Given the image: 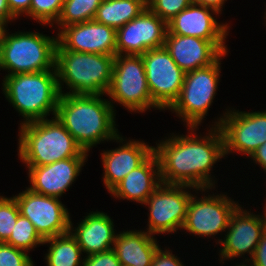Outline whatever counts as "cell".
Returning a JSON list of instances; mask_svg holds the SVG:
<instances>
[{"mask_svg":"<svg viewBox=\"0 0 266 266\" xmlns=\"http://www.w3.org/2000/svg\"><path fill=\"white\" fill-rule=\"evenodd\" d=\"M188 129L189 135H172L154 147L161 183L188 185L203 192L215 185L209 173L213 164L224 158V138L220 127L213 126L200 138L195 135L197 127Z\"/></svg>","mask_w":266,"mask_h":266,"instance_id":"cell-1","label":"cell"},{"mask_svg":"<svg viewBox=\"0 0 266 266\" xmlns=\"http://www.w3.org/2000/svg\"><path fill=\"white\" fill-rule=\"evenodd\" d=\"M103 95L62 93L56 117L85 152L101 141L114 140L119 134L114 106Z\"/></svg>","mask_w":266,"mask_h":266,"instance_id":"cell-2","label":"cell"},{"mask_svg":"<svg viewBox=\"0 0 266 266\" xmlns=\"http://www.w3.org/2000/svg\"><path fill=\"white\" fill-rule=\"evenodd\" d=\"M52 118L20 125L18 154L27 166H44L71 157L88 156L57 117Z\"/></svg>","mask_w":266,"mask_h":266,"instance_id":"cell-3","label":"cell"},{"mask_svg":"<svg viewBox=\"0 0 266 266\" xmlns=\"http://www.w3.org/2000/svg\"><path fill=\"white\" fill-rule=\"evenodd\" d=\"M5 98L24 119L20 124L56 115L61 93L56 67L53 70L4 76Z\"/></svg>","mask_w":266,"mask_h":266,"instance_id":"cell-4","label":"cell"},{"mask_svg":"<svg viewBox=\"0 0 266 266\" xmlns=\"http://www.w3.org/2000/svg\"><path fill=\"white\" fill-rule=\"evenodd\" d=\"M115 56L70 50H56L55 67L58 85L70 89L69 94H107L113 74Z\"/></svg>","mask_w":266,"mask_h":266,"instance_id":"cell-5","label":"cell"},{"mask_svg":"<svg viewBox=\"0 0 266 266\" xmlns=\"http://www.w3.org/2000/svg\"><path fill=\"white\" fill-rule=\"evenodd\" d=\"M57 37L37 32L6 33L0 42V69L9 75L53 70Z\"/></svg>","mask_w":266,"mask_h":266,"instance_id":"cell-6","label":"cell"},{"mask_svg":"<svg viewBox=\"0 0 266 266\" xmlns=\"http://www.w3.org/2000/svg\"><path fill=\"white\" fill-rule=\"evenodd\" d=\"M210 66L195 69L185 74L184 83L178 98L168 108L181 117L187 127H198L205 118L219 82L221 58Z\"/></svg>","mask_w":266,"mask_h":266,"instance_id":"cell-7","label":"cell"},{"mask_svg":"<svg viewBox=\"0 0 266 266\" xmlns=\"http://www.w3.org/2000/svg\"><path fill=\"white\" fill-rule=\"evenodd\" d=\"M107 95L131 112L143 113L151 107L161 109L152 100L141 55H115Z\"/></svg>","mask_w":266,"mask_h":266,"instance_id":"cell-8","label":"cell"},{"mask_svg":"<svg viewBox=\"0 0 266 266\" xmlns=\"http://www.w3.org/2000/svg\"><path fill=\"white\" fill-rule=\"evenodd\" d=\"M198 189L188 185L161 183L144 203L150 211L148 218L149 234L175 233L182 229L189 200L190 191L184 189Z\"/></svg>","mask_w":266,"mask_h":266,"instance_id":"cell-9","label":"cell"},{"mask_svg":"<svg viewBox=\"0 0 266 266\" xmlns=\"http://www.w3.org/2000/svg\"><path fill=\"white\" fill-rule=\"evenodd\" d=\"M214 127L221 129L224 156L238 151L239 154L243 153L250 157L266 142V111L240 112L230 109L215 122Z\"/></svg>","mask_w":266,"mask_h":266,"instance_id":"cell-10","label":"cell"},{"mask_svg":"<svg viewBox=\"0 0 266 266\" xmlns=\"http://www.w3.org/2000/svg\"><path fill=\"white\" fill-rule=\"evenodd\" d=\"M141 56L152 100L161 110H167L178 98L186 73L165 47L149 49Z\"/></svg>","mask_w":266,"mask_h":266,"instance_id":"cell-11","label":"cell"},{"mask_svg":"<svg viewBox=\"0 0 266 266\" xmlns=\"http://www.w3.org/2000/svg\"><path fill=\"white\" fill-rule=\"evenodd\" d=\"M13 197L20 214L33 223L44 240L69 232L70 215L59 198L45 196L29 188Z\"/></svg>","mask_w":266,"mask_h":266,"instance_id":"cell-12","label":"cell"},{"mask_svg":"<svg viewBox=\"0 0 266 266\" xmlns=\"http://www.w3.org/2000/svg\"><path fill=\"white\" fill-rule=\"evenodd\" d=\"M219 195L213 194L199 199L192 194L182 229L199 237H211L226 231L239 203L224 194Z\"/></svg>","mask_w":266,"mask_h":266,"instance_id":"cell-13","label":"cell"},{"mask_svg":"<svg viewBox=\"0 0 266 266\" xmlns=\"http://www.w3.org/2000/svg\"><path fill=\"white\" fill-rule=\"evenodd\" d=\"M167 23L148 7L116 30V55H142L164 47Z\"/></svg>","mask_w":266,"mask_h":266,"instance_id":"cell-14","label":"cell"},{"mask_svg":"<svg viewBox=\"0 0 266 266\" xmlns=\"http://www.w3.org/2000/svg\"><path fill=\"white\" fill-rule=\"evenodd\" d=\"M56 50L116 55V29L95 20L59 29Z\"/></svg>","mask_w":266,"mask_h":266,"instance_id":"cell-15","label":"cell"},{"mask_svg":"<svg viewBox=\"0 0 266 266\" xmlns=\"http://www.w3.org/2000/svg\"><path fill=\"white\" fill-rule=\"evenodd\" d=\"M266 209V207H265ZM266 230V210L263 215H255L238 207L231 216L225 239H219L221 262L225 259L241 257L248 253L252 258L254 251Z\"/></svg>","mask_w":266,"mask_h":266,"instance_id":"cell-16","label":"cell"},{"mask_svg":"<svg viewBox=\"0 0 266 266\" xmlns=\"http://www.w3.org/2000/svg\"><path fill=\"white\" fill-rule=\"evenodd\" d=\"M225 44L166 32L164 47L175 63L187 73L215 63L228 52Z\"/></svg>","mask_w":266,"mask_h":266,"instance_id":"cell-17","label":"cell"},{"mask_svg":"<svg viewBox=\"0 0 266 266\" xmlns=\"http://www.w3.org/2000/svg\"><path fill=\"white\" fill-rule=\"evenodd\" d=\"M214 14L219 13L210 7L192 2L167 22V32L180 36L197 37L210 42H225L229 26L218 23L213 17Z\"/></svg>","mask_w":266,"mask_h":266,"instance_id":"cell-18","label":"cell"},{"mask_svg":"<svg viewBox=\"0 0 266 266\" xmlns=\"http://www.w3.org/2000/svg\"><path fill=\"white\" fill-rule=\"evenodd\" d=\"M87 157H71L44 166H27L33 192L60 198L79 176Z\"/></svg>","mask_w":266,"mask_h":266,"instance_id":"cell-19","label":"cell"},{"mask_svg":"<svg viewBox=\"0 0 266 266\" xmlns=\"http://www.w3.org/2000/svg\"><path fill=\"white\" fill-rule=\"evenodd\" d=\"M114 141L122 145L101 153L104 168L103 182L109 192L154 152V146H149L144 141L129 140L127 142L120 135ZM123 141L126 143L123 144Z\"/></svg>","mask_w":266,"mask_h":266,"instance_id":"cell-20","label":"cell"},{"mask_svg":"<svg viewBox=\"0 0 266 266\" xmlns=\"http://www.w3.org/2000/svg\"><path fill=\"white\" fill-rule=\"evenodd\" d=\"M160 184V164L156 153L153 152L109 193L118 199L132 200L143 205Z\"/></svg>","mask_w":266,"mask_h":266,"instance_id":"cell-21","label":"cell"},{"mask_svg":"<svg viewBox=\"0 0 266 266\" xmlns=\"http://www.w3.org/2000/svg\"><path fill=\"white\" fill-rule=\"evenodd\" d=\"M112 219L105 212H91L70 233L76 238L81 251L87 256L113 248L116 235ZM74 229V230H73Z\"/></svg>","mask_w":266,"mask_h":266,"instance_id":"cell-22","label":"cell"},{"mask_svg":"<svg viewBox=\"0 0 266 266\" xmlns=\"http://www.w3.org/2000/svg\"><path fill=\"white\" fill-rule=\"evenodd\" d=\"M159 247L152 234L127 230L116 235L112 249L123 266H151Z\"/></svg>","mask_w":266,"mask_h":266,"instance_id":"cell-23","label":"cell"},{"mask_svg":"<svg viewBox=\"0 0 266 266\" xmlns=\"http://www.w3.org/2000/svg\"><path fill=\"white\" fill-rule=\"evenodd\" d=\"M147 2L148 0H103L93 20L117 30L139 16L147 8Z\"/></svg>","mask_w":266,"mask_h":266,"instance_id":"cell-24","label":"cell"},{"mask_svg":"<svg viewBox=\"0 0 266 266\" xmlns=\"http://www.w3.org/2000/svg\"><path fill=\"white\" fill-rule=\"evenodd\" d=\"M49 244L45 256L47 266H83L82 251L76 238L70 233L45 239L44 244ZM82 264V265H81Z\"/></svg>","mask_w":266,"mask_h":266,"instance_id":"cell-25","label":"cell"},{"mask_svg":"<svg viewBox=\"0 0 266 266\" xmlns=\"http://www.w3.org/2000/svg\"><path fill=\"white\" fill-rule=\"evenodd\" d=\"M103 0H64L56 23L61 27L94 19Z\"/></svg>","mask_w":266,"mask_h":266,"instance_id":"cell-26","label":"cell"},{"mask_svg":"<svg viewBox=\"0 0 266 266\" xmlns=\"http://www.w3.org/2000/svg\"><path fill=\"white\" fill-rule=\"evenodd\" d=\"M44 241L45 240L38 234L33 223L19 214L17 222L12 229V234L5 243L17 249L29 252L31 249L37 247V245H42Z\"/></svg>","mask_w":266,"mask_h":266,"instance_id":"cell-27","label":"cell"},{"mask_svg":"<svg viewBox=\"0 0 266 266\" xmlns=\"http://www.w3.org/2000/svg\"><path fill=\"white\" fill-rule=\"evenodd\" d=\"M64 0H32L30 16L39 23L54 25L63 6Z\"/></svg>","mask_w":266,"mask_h":266,"instance_id":"cell-28","label":"cell"},{"mask_svg":"<svg viewBox=\"0 0 266 266\" xmlns=\"http://www.w3.org/2000/svg\"><path fill=\"white\" fill-rule=\"evenodd\" d=\"M19 214L14 197L0 196V242H6L9 239Z\"/></svg>","mask_w":266,"mask_h":266,"instance_id":"cell-29","label":"cell"},{"mask_svg":"<svg viewBox=\"0 0 266 266\" xmlns=\"http://www.w3.org/2000/svg\"><path fill=\"white\" fill-rule=\"evenodd\" d=\"M192 2L193 0H148L147 7L167 23Z\"/></svg>","mask_w":266,"mask_h":266,"instance_id":"cell-30","label":"cell"},{"mask_svg":"<svg viewBox=\"0 0 266 266\" xmlns=\"http://www.w3.org/2000/svg\"><path fill=\"white\" fill-rule=\"evenodd\" d=\"M0 266H34L28 253L0 242Z\"/></svg>","mask_w":266,"mask_h":266,"instance_id":"cell-31","label":"cell"},{"mask_svg":"<svg viewBox=\"0 0 266 266\" xmlns=\"http://www.w3.org/2000/svg\"><path fill=\"white\" fill-rule=\"evenodd\" d=\"M85 257L83 266H121L113 249Z\"/></svg>","mask_w":266,"mask_h":266,"instance_id":"cell-32","label":"cell"},{"mask_svg":"<svg viewBox=\"0 0 266 266\" xmlns=\"http://www.w3.org/2000/svg\"><path fill=\"white\" fill-rule=\"evenodd\" d=\"M151 266H184L182 262L175 256V254L170 253L169 250L165 249L163 251L161 247L156 251Z\"/></svg>","mask_w":266,"mask_h":266,"instance_id":"cell-33","label":"cell"},{"mask_svg":"<svg viewBox=\"0 0 266 266\" xmlns=\"http://www.w3.org/2000/svg\"><path fill=\"white\" fill-rule=\"evenodd\" d=\"M252 262L253 266H266V230L262 233L261 239L254 251L252 258L246 259Z\"/></svg>","mask_w":266,"mask_h":266,"instance_id":"cell-34","label":"cell"},{"mask_svg":"<svg viewBox=\"0 0 266 266\" xmlns=\"http://www.w3.org/2000/svg\"><path fill=\"white\" fill-rule=\"evenodd\" d=\"M32 0H7L11 14L17 19L24 13L30 16V5Z\"/></svg>","mask_w":266,"mask_h":266,"instance_id":"cell-35","label":"cell"},{"mask_svg":"<svg viewBox=\"0 0 266 266\" xmlns=\"http://www.w3.org/2000/svg\"><path fill=\"white\" fill-rule=\"evenodd\" d=\"M256 164L260 165L266 172V142L260 145L250 156Z\"/></svg>","mask_w":266,"mask_h":266,"instance_id":"cell-36","label":"cell"},{"mask_svg":"<svg viewBox=\"0 0 266 266\" xmlns=\"http://www.w3.org/2000/svg\"><path fill=\"white\" fill-rule=\"evenodd\" d=\"M225 1L227 0H193L194 3L210 7L214 10H216L218 13L221 12V8L223 7Z\"/></svg>","mask_w":266,"mask_h":266,"instance_id":"cell-37","label":"cell"},{"mask_svg":"<svg viewBox=\"0 0 266 266\" xmlns=\"http://www.w3.org/2000/svg\"><path fill=\"white\" fill-rule=\"evenodd\" d=\"M0 18H15L11 14L7 0H0Z\"/></svg>","mask_w":266,"mask_h":266,"instance_id":"cell-38","label":"cell"},{"mask_svg":"<svg viewBox=\"0 0 266 266\" xmlns=\"http://www.w3.org/2000/svg\"><path fill=\"white\" fill-rule=\"evenodd\" d=\"M16 18H0V42L3 40V38L6 35V25L8 22L15 20Z\"/></svg>","mask_w":266,"mask_h":266,"instance_id":"cell-39","label":"cell"},{"mask_svg":"<svg viewBox=\"0 0 266 266\" xmlns=\"http://www.w3.org/2000/svg\"><path fill=\"white\" fill-rule=\"evenodd\" d=\"M250 263H251V264H250V265H248V266H253V264H252V262H251V261H250ZM236 266H237V265H236ZM238 266H247V265H245V264H243V263H242L241 265H238Z\"/></svg>","mask_w":266,"mask_h":266,"instance_id":"cell-40","label":"cell"}]
</instances>
